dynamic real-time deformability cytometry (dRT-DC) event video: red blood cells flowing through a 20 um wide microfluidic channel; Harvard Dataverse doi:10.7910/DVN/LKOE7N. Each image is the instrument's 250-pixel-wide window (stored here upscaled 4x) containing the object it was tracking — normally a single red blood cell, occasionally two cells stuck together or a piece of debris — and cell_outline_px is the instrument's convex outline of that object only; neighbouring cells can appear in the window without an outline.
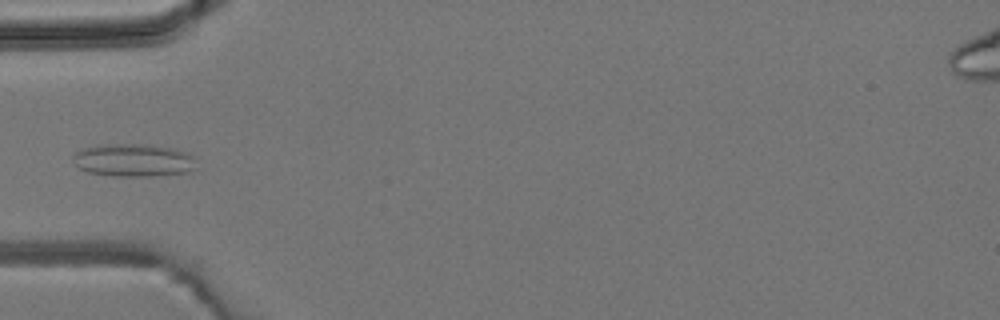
{"species": "common noctule bat (a hibernating species)", "species_latin": "Nyctalus noctula", "temperature_condition": "room temperature", "stored_images_in_passage": 1, "camera_frame_rate_fps": 3000, "um_per_image_px": 0.085, "animal": {"sex": "male", "body_mass_g": 19.2, "forearm_length_mm": 51.8}, "frame": {"image": 1, "passage_image": 1, "time_ms": 0.0, "image_size_px": [1000, 320], "cell_outline_px": [[196, 168], [188, 172], [152, 176], [112, 176], [88, 172], [80, 168], [72, 160], [72, 156], [76, 152], [84, 148], [100, 144], [148, 144], [172, 148], [188, 152], [196, 156]], "centroid_in_image_um": [11.39, 13.61], "position_along_channel_um": 73.6, "area_um2": 23.93}}